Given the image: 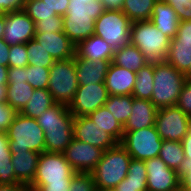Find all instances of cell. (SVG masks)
<instances>
[{
	"label": "cell",
	"mask_w": 191,
	"mask_h": 191,
	"mask_svg": "<svg viewBox=\"0 0 191 191\" xmlns=\"http://www.w3.org/2000/svg\"><path fill=\"white\" fill-rule=\"evenodd\" d=\"M36 120L44 131L45 151L63 153L74 139V116L68 109V105L55 103Z\"/></svg>",
	"instance_id": "6da1fadb"
},
{
	"label": "cell",
	"mask_w": 191,
	"mask_h": 191,
	"mask_svg": "<svg viewBox=\"0 0 191 191\" xmlns=\"http://www.w3.org/2000/svg\"><path fill=\"white\" fill-rule=\"evenodd\" d=\"M105 11L100 0L86 2H69L68 10L63 16V32L76 46L94 35L95 20Z\"/></svg>",
	"instance_id": "7a4b0ae2"
},
{
	"label": "cell",
	"mask_w": 191,
	"mask_h": 191,
	"mask_svg": "<svg viewBox=\"0 0 191 191\" xmlns=\"http://www.w3.org/2000/svg\"><path fill=\"white\" fill-rule=\"evenodd\" d=\"M131 159L120 143L103 151L101 159L91 172L95 188H115L126 178Z\"/></svg>",
	"instance_id": "3957f363"
},
{
	"label": "cell",
	"mask_w": 191,
	"mask_h": 191,
	"mask_svg": "<svg viewBox=\"0 0 191 191\" xmlns=\"http://www.w3.org/2000/svg\"><path fill=\"white\" fill-rule=\"evenodd\" d=\"M171 39L156 29L150 20L131 24L130 44L136 46L148 62L165 61Z\"/></svg>",
	"instance_id": "277c9868"
},
{
	"label": "cell",
	"mask_w": 191,
	"mask_h": 191,
	"mask_svg": "<svg viewBox=\"0 0 191 191\" xmlns=\"http://www.w3.org/2000/svg\"><path fill=\"white\" fill-rule=\"evenodd\" d=\"M185 81V75L166 61L154 62V86L150 101L158 109L176 105Z\"/></svg>",
	"instance_id": "5b68a950"
},
{
	"label": "cell",
	"mask_w": 191,
	"mask_h": 191,
	"mask_svg": "<svg viewBox=\"0 0 191 191\" xmlns=\"http://www.w3.org/2000/svg\"><path fill=\"white\" fill-rule=\"evenodd\" d=\"M11 154L25 151H45L44 131L34 118L17 113L6 131Z\"/></svg>",
	"instance_id": "8992f818"
},
{
	"label": "cell",
	"mask_w": 191,
	"mask_h": 191,
	"mask_svg": "<svg viewBox=\"0 0 191 191\" xmlns=\"http://www.w3.org/2000/svg\"><path fill=\"white\" fill-rule=\"evenodd\" d=\"M132 21L122 10H105L96 20L94 35L106 40L108 45L117 50L130 44Z\"/></svg>",
	"instance_id": "52a82bcc"
},
{
	"label": "cell",
	"mask_w": 191,
	"mask_h": 191,
	"mask_svg": "<svg viewBox=\"0 0 191 191\" xmlns=\"http://www.w3.org/2000/svg\"><path fill=\"white\" fill-rule=\"evenodd\" d=\"M48 91L56 103L69 105L78 89L75 58L55 61L50 68Z\"/></svg>",
	"instance_id": "ba28073f"
},
{
	"label": "cell",
	"mask_w": 191,
	"mask_h": 191,
	"mask_svg": "<svg viewBox=\"0 0 191 191\" xmlns=\"http://www.w3.org/2000/svg\"><path fill=\"white\" fill-rule=\"evenodd\" d=\"M77 172L67 162L63 153L42 152L36 168V175L29 186L46 184H71Z\"/></svg>",
	"instance_id": "9c48e42d"
},
{
	"label": "cell",
	"mask_w": 191,
	"mask_h": 191,
	"mask_svg": "<svg viewBox=\"0 0 191 191\" xmlns=\"http://www.w3.org/2000/svg\"><path fill=\"white\" fill-rule=\"evenodd\" d=\"M163 140L155 126L136 131H124L120 144L132 159L146 161L159 155Z\"/></svg>",
	"instance_id": "30bf717a"
},
{
	"label": "cell",
	"mask_w": 191,
	"mask_h": 191,
	"mask_svg": "<svg viewBox=\"0 0 191 191\" xmlns=\"http://www.w3.org/2000/svg\"><path fill=\"white\" fill-rule=\"evenodd\" d=\"M191 126V117L177 105L158 109L155 127L162 140L182 141Z\"/></svg>",
	"instance_id": "8fae6325"
},
{
	"label": "cell",
	"mask_w": 191,
	"mask_h": 191,
	"mask_svg": "<svg viewBox=\"0 0 191 191\" xmlns=\"http://www.w3.org/2000/svg\"><path fill=\"white\" fill-rule=\"evenodd\" d=\"M109 93L105 83L78 86L74 98L68 105L73 116H87L108 100Z\"/></svg>",
	"instance_id": "7c38bea8"
},
{
	"label": "cell",
	"mask_w": 191,
	"mask_h": 191,
	"mask_svg": "<svg viewBox=\"0 0 191 191\" xmlns=\"http://www.w3.org/2000/svg\"><path fill=\"white\" fill-rule=\"evenodd\" d=\"M165 61L184 75L188 72L191 67V20L178 24L177 34L170 41Z\"/></svg>",
	"instance_id": "4fadbf2b"
},
{
	"label": "cell",
	"mask_w": 191,
	"mask_h": 191,
	"mask_svg": "<svg viewBox=\"0 0 191 191\" xmlns=\"http://www.w3.org/2000/svg\"><path fill=\"white\" fill-rule=\"evenodd\" d=\"M63 154L76 172L91 173L101 159L103 150L89 143L73 139Z\"/></svg>",
	"instance_id": "5bb4252c"
},
{
	"label": "cell",
	"mask_w": 191,
	"mask_h": 191,
	"mask_svg": "<svg viewBox=\"0 0 191 191\" xmlns=\"http://www.w3.org/2000/svg\"><path fill=\"white\" fill-rule=\"evenodd\" d=\"M145 167L147 191L178 190L180 184L178 172L169 168L159 156L146 160Z\"/></svg>",
	"instance_id": "9a60e30c"
},
{
	"label": "cell",
	"mask_w": 191,
	"mask_h": 191,
	"mask_svg": "<svg viewBox=\"0 0 191 191\" xmlns=\"http://www.w3.org/2000/svg\"><path fill=\"white\" fill-rule=\"evenodd\" d=\"M35 22L23 11L5 13L2 39L9 45L23 44L34 39Z\"/></svg>",
	"instance_id": "2e32d148"
},
{
	"label": "cell",
	"mask_w": 191,
	"mask_h": 191,
	"mask_svg": "<svg viewBox=\"0 0 191 191\" xmlns=\"http://www.w3.org/2000/svg\"><path fill=\"white\" fill-rule=\"evenodd\" d=\"M74 139L96 146L103 151L116 146L119 142L99 127L88 116H74Z\"/></svg>",
	"instance_id": "e0dca14e"
},
{
	"label": "cell",
	"mask_w": 191,
	"mask_h": 191,
	"mask_svg": "<svg viewBox=\"0 0 191 191\" xmlns=\"http://www.w3.org/2000/svg\"><path fill=\"white\" fill-rule=\"evenodd\" d=\"M34 40L37 41L55 61L67 60L75 56L76 46L64 32L35 33Z\"/></svg>",
	"instance_id": "ac0fdd59"
},
{
	"label": "cell",
	"mask_w": 191,
	"mask_h": 191,
	"mask_svg": "<svg viewBox=\"0 0 191 191\" xmlns=\"http://www.w3.org/2000/svg\"><path fill=\"white\" fill-rule=\"evenodd\" d=\"M74 58L79 86L105 83V77L112 60L92 61L80 58L76 54Z\"/></svg>",
	"instance_id": "d6986e66"
},
{
	"label": "cell",
	"mask_w": 191,
	"mask_h": 191,
	"mask_svg": "<svg viewBox=\"0 0 191 191\" xmlns=\"http://www.w3.org/2000/svg\"><path fill=\"white\" fill-rule=\"evenodd\" d=\"M158 108L150 101L132 96V111L124 131H136L141 128L155 126Z\"/></svg>",
	"instance_id": "ffe728a7"
},
{
	"label": "cell",
	"mask_w": 191,
	"mask_h": 191,
	"mask_svg": "<svg viewBox=\"0 0 191 191\" xmlns=\"http://www.w3.org/2000/svg\"><path fill=\"white\" fill-rule=\"evenodd\" d=\"M136 75L137 72L129 71L111 62L105 77V85L109 95H132Z\"/></svg>",
	"instance_id": "44dd1931"
},
{
	"label": "cell",
	"mask_w": 191,
	"mask_h": 191,
	"mask_svg": "<svg viewBox=\"0 0 191 191\" xmlns=\"http://www.w3.org/2000/svg\"><path fill=\"white\" fill-rule=\"evenodd\" d=\"M150 21L156 29L170 39H173L177 34L178 24L180 23L176 12L164 0L155 2Z\"/></svg>",
	"instance_id": "7402d4cb"
},
{
	"label": "cell",
	"mask_w": 191,
	"mask_h": 191,
	"mask_svg": "<svg viewBox=\"0 0 191 191\" xmlns=\"http://www.w3.org/2000/svg\"><path fill=\"white\" fill-rule=\"evenodd\" d=\"M39 158L40 153L31 150L12 154V166L19 184L29 186L32 183L36 175Z\"/></svg>",
	"instance_id": "603a6c76"
},
{
	"label": "cell",
	"mask_w": 191,
	"mask_h": 191,
	"mask_svg": "<svg viewBox=\"0 0 191 191\" xmlns=\"http://www.w3.org/2000/svg\"><path fill=\"white\" fill-rule=\"evenodd\" d=\"M75 54L92 61L112 60L114 49L103 38L92 35L76 45Z\"/></svg>",
	"instance_id": "cb8c5ba5"
},
{
	"label": "cell",
	"mask_w": 191,
	"mask_h": 191,
	"mask_svg": "<svg viewBox=\"0 0 191 191\" xmlns=\"http://www.w3.org/2000/svg\"><path fill=\"white\" fill-rule=\"evenodd\" d=\"M116 191H147L145 161L131 159L126 178L115 187Z\"/></svg>",
	"instance_id": "d4e9b609"
},
{
	"label": "cell",
	"mask_w": 191,
	"mask_h": 191,
	"mask_svg": "<svg viewBox=\"0 0 191 191\" xmlns=\"http://www.w3.org/2000/svg\"><path fill=\"white\" fill-rule=\"evenodd\" d=\"M112 63L129 71L138 72L149 62L136 46L129 44L114 50Z\"/></svg>",
	"instance_id": "484cf974"
},
{
	"label": "cell",
	"mask_w": 191,
	"mask_h": 191,
	"mask_svg": "<svg viewBox=\"0 0 191 191\" xmlns=\"http://www.w3.org/2000/svg\"><path fill=\"white\" fill-rule=\"evenodd\" d=\"M99 129L105 130L112 135L119 143L124 135L123 126L116 120L112 113L105 107H100L87 115Z\"/></svg>",
	"instance_id": "4316f807"
},
{
	"label": "cell",
	"mask_w": 191,
	"mask_h": 191,
	"mask_svg": "<svg viewBox=\"0 0 191 191\" xmlns=\"http://www.w3.org/2000/svg\"><path fill=\"white\" fill-rule=\"evenodd\" d=\"M55 103L48 89H34L32 96L20 113L25 117L36 119Z\"/></svg>",
	"instance_id": "83f0119b"
},
{
	"label": "cell",
	"mask_w": 191,
	"mask_h": 191,
	"mask_svg": "<svg viewBox=\"0 0 191 191\" xmlns=\"http://www.w3.org/2000/svg\"><path fill=\"white\" fill-rule=\"evenodd\" d=\"M153 86L154 62H149L137 72L132 96L139 99L151 100Z\"/></svg>",
	"instance_id": "f1b7e54d"
},
{
	"label": "cell",
	"mask_w": 191,
	"mask_h": 191,
	"mask_svg": "<svg viewBox=\"0 0 191 191\" xmlns=\"http://www.w3.org/2000/svg\"><path fill=\"white\" fill-rule=\"evenodd\" d=\"M11 157L7 134H0V184H19L15 177Z\"/></svg>",
	"instance_id": "f546056e"
},
{
	"label": "cell",
	"mask_w": 191,
	"mask_h": 191,
	"mask_svg": "<svg viewBox=\"0 0 191 191\" xmlns=\"http://www.w3.org/2000/svg\"><path fill=\"white\" fill-rule=\"evenodd\" d=\"M157 0H124L122 12L132 21L150 20Z\"/></svg>",
	"instance_id": "4dcf8cb0"
},
{
	"label": "cell",
	"mask_w": 191,
	"mask_h": 191,
	"mask_svg": "<svg viewBox=\"0 0 191 191\" xmlns=\"http://www.w3.org/2000/svg\"><path fill=\"white\" fill-rule=\"evenodd\" d=\"M33 91V87L27 82L7 84L6 102L20 113L32 96Z\"/></svg>",
	"instance_id": "1f68e13d"
},
{
	"label": "cell",
	"mask_w": 191,
	"mask_h": 191,
	"mask_svg": "<svg viewBox=\"0 0 191 191\" xmlns=\"http://www.w3.org/2000/svg\"><path fill=\"white\" fill-rule=\"evenodd\" d=\"M104 106L112 113L116 120L124 127L132 111V95H109Z\"/></svg>",
	"instance_id": "d6a6232c"
},
{
	"label": "cell",
	"mask_w": 191,
	"mask_h": 191,
	"mask_svg": "<svg viewBox=\"0 0 191 191\" xmlns=\"http://www.w3.org/2000/svg\"><path fill=\"white\" fill-rule=\"evenodd\" d=\"M158 156L169 168L178 171L185 159L182 142L163 140Z\"/></svg>",
	"instance_id": "836d02e7"
},
{
	"label": "cell",
	"mask_w": 191,
	"mask_h": 191,
	"mask_svg": "<svg viewBox=\"0 0 191 191\" xmlns=\"http://www.w3.org/2000/svg\"><path fill=\"white\" fill-rule=\"evenodd\" d=\"M29 65L51 68L55 60L34 39L26 43Z\"/></svg>",
	"instance_id": "e575fe53"
},
{
	"label": "cell",
	"mask_w": 191,
	"mask_h": 191,
	"mask_svg": "<svg viewBox=\"0 0 191 191\" xmlns=\"http://www.w3.org/2000/svg\"><path fill=\"white\" fill-rule=\"evenodd\" d=\"M23 11L34 21L52 19L58 15L42 0H26Z\"/></svg>",
	"instance_id": "d590c367"
},
{
	"label": "cell",
	"mask_w": 191,
	"mask_h": 191,
	"mask_svg": "<svg viewBox=\"0 0 191 191\" xmlns=\"http://www.w3.org/2000/svg\"><path fill=\"white\" fill-rule=\"evenodd\" d=\"M50 68L27 65L26 66V82L33 89H47L49 84Z\"/></svg>",
	"instance_id": "8d00e7d4"
},
{
	"label": "cell",
	"mask_w": 191,
	"mask_h": 191,
	"mask_svg": "<svg viewBox=\"0 0 191 191\" xmlns=\"http://www.w3.org/2000/svg\"><path fill=\"white\" fill-rule=\"evenodd\" d=\"M28 64L26 43L11 45L9 49V68L26 67Z\"/></svg>",
	"instance_id": "74e56055"
},
{
	"label": "cell",
	"mask_w": 191,
	"mask_h": 191,
	"mask_svg": "<svg viewBox=\"0 0 191 191\" xmlns=\"http://www.w3.org/2000/svg\"><path fill=\"white\" fill-rule=\"evenodd\" d=\"M70 191H95L92 174L77 172L72 177Z\"/></svg>",
	"instance_id": "f35d334b"
},
{
	"label": "cell",
	"mask_w": 191,
	"mask_h": 191,
	"mask_svg": "<svg viewBox=\"0 0 191 191\" xmlns=\"http://www.w3.org/2000/svg\"><path fill=\"white\" fill-rule=\"evenodd\" d=\"M35 31L36 33L63 32V16L56 15L52 19L35 22Z\"/></svg>",
	"instance_id": "ab89813d"
},
{
	"label": "cell",
	"mask_w": 191,
	"mask_h": 191,
	"mask_svg": "<svg viewBox=\"0 0 191 191\" xmlns=\"http://www.w3.org/2000/svg\"><path fill=\"white\" fill-rule=\"evenodd\" d=\"M18 112L7 102L0 103V134H5Z\"/></svg>",
	"instance_id": "60d3db41"
},
{
	"label": "cell",
	"mask_w": 191,
	"mask_h": 191,
	"mask_svg": "<svg viewBox=\"0 0 191 191\" xmlns=\"http://www.w3.org/2000/svg\"><path fill=\"white\" fill-rule=\"evenodd\" d=\"M170 5L181 21L191 20V0H164Z\"/></svg>",
	"instance_id": "b9f144b4"
},
{
	"label": "cell",
	"mask_w": 191,
	"mask_h": 191,
	"mask_svg": "<svg viewBox=\"0 0 191 191\" xmlns=\"http://www.w3.org/2000/svg\"><path fill=\"white\" fill-rule=\"evenodd\" d=\"M176 105L191 117V80L186 79Z\"/></svg>",
	"instance_id": "7bdbcfd3"
},
{
	"label": "cell",
	"mask_w": 191,
	"mask_h": 191,
	"mask_svg": "<svg viewBox=\"0 0 191 191\" xmlns=\"http://www.w3.org/2000/svg\"><path fill=\"white\" fill-rule=\"evenodd\" d=\"M177 172L180 177V184L191 188V161L188 158L182 161L180 169Z\"/></svg>",
	"instance_id": "ee69618b"
},
{
	"label": "cell",
	"mask_w": 191,
	"mask_h": 191,
	"mask_svg": "<svg viewBox=\"0 0 191 191\" xmlns=\"http://www.w3.org/2000/svg\"><path fill=\"white\" fill-rule=\"evenodd\" d=\"M26 0H0V11L9 13L23 10Z\"/></svg>",
	"instance_id": "f6af8a7d"
},
{
	"label": "cell",
	"mask_w": 191,
	"mask_h": 191,
	"mask_svg": "<svg viewBox=\"0 0 191 191\" xmlns=\"http://www.w3.org/2000/svg\"><path fill=\"white\" fill-rule=\"evenodd\" d=\"M26 82V67L8 68V84Z\"/></svg>",
	"instance_id": "bcb514c9"
},
{
	"label": "cell",
	"mask_w": 191,
	"mask_h": 191,
	"mask_svg": "<svg viewBox=\"0 0 191 191\" xmlns=\"http://www.w3.org/2000/svg\"><path fill=\"white\" fill-rule=\"evenodd\" d=\"M52 11L64 16L68 10L70 0H42Z\"/></svg>",
	"instance_id": "7dc6e473"
},
{
	"label": "cell",
	"mask_w": 191,
	"mask_h": 191,
	"mask_svg": "<svg viewBox=\"0 0 191 191\" xmlns=\"http://www.w3.org/2000/svg\"><path fill=\"white\" fill-rule=\"evenodd\" d=\"M71 184H46L44 186H28L31 191H70Z\"/></svg>",
	"instance_id": "c3c4849f"
},
{
	"label": "cell",
	"mask_w": 191,
	"mask_h": 191,
	"mask_svg": "<svg viewBox=\"0 0 191 191\" xmlns=\"http://www.w3.org/2000/svg\"><path fill=\"white\" fill-rule=\"evenodd\" d=\"M9 49L10 46L1 38L0 39V65L9 68Z\"/></svg>",
	"instance_id": "681fc988"
},
{
	"label": "cell",
	"mask_w": 191,
	"mask_h": 191,
	"mask_svg": "<svg viewBox=\"0 0 191 191\" xmlns=\"http://www.w3.org/2000/svg\"><path fill=\"white\" fill-rule=\"evenodd\" d=\"M181 142L183 145L185 158H188L191 161V126Z\"/></svg>",
	"instance_id": "f907efd6"
},
{
	"label": "cell",
	"mask_w": 191,
	"mask_h": 191,
	"mask_svg": "<svg viewBox=\"0 0 191 191\" xmlns=\"http://www.w3.org/2000/svg\"><path fill=\"white\" fill-rule=\"evenodd\" d=\"M105 10H122L124 0H100Z\"/></svg>",
	"instance_id": "816d5d0a"
},
{
	"label": "cell",
	"mask_w": 191,
	"mask_h": 191,
	"mask_svg": "<svg viewBox=\"0 0 191 191\" xmlns=\"http://www.w3.org/2000/svg\"><path fill=\"white\" fill-rule=\"evenodd\" d=\"M0 191H31L28 186L23 184H0Z\"/></svg>",
	"instance_id": "f5cc1de1"
},
{
	"label": "cell",
	"mask_w": 191,
	"mask_h": 191,
	"mask_svg": "<svg viewBox=\"0 0 191 191\" xmlns=\"http://www.w3.org/2000/svg\"><path fill=\"white\" fill-rule=\"evenodd\" d=\"M8 84V67L0 65V85Z\"/></svg>",
	"instance_id": "db71d44e"
},
{
	"label": "cell",
	"mask_w": 191,
	"mask_h": 191,
	"mask_svg": "<svg viewBox=\"0 0 191 191\" xmlns=\"http://www.w3.org/2000/svg\"><path fill=\"white\" fill-rule=\"evenodd\" d=\"M7 99V85H0V103L6 102Z\"/></svg>",
	"instance_id": "11a10c76"
},
{
	"label": "cell",
	"mask_w": 191,
	"mask_h": 191,
	"mask_svg": "<svg viewBox=\"0 0 191 191\" xmlns=\"http://www.w3.org/2000/svg\"><path fill=\"white\" fill-rule=\"evenodd\" d=\"M5 30V13H0V39L3 37Z\"/></svg>",
	"instance_id": "9f6ffc18"
},
{
	"label": "cell",
	"mask_w": 191,
	"mask_h": 191,
	"mask_svg": "<svg viewBox=\"0 0 191 191\" xmlns=\"http://www.w3.org/2000/svg\"><path fill=\"white\" fill-rule=\"evenodd\" d=\"M178 191H191L190 187H186L182 184H179Z\"/></svg>",
	"instance_id": "6f0895ef"
},
{
	"label": "cell",
	"mask_w": 191,
	"mask_h": 191,
	"mask_svg": "<svg viewBox=\"0 0 191 191\" xmlns=\"http://www.w3.org/2000/svg\"><path fill=\"white\" fill-rule=\"evenodd\" d=\"M95 191H116L115 188H95Z\"/></svg>",
	"instance_id": "680465c9"
},
{
	"label": "cell",
	"mask_w": 191,
	"mask_h": 191,
	"mask_svg": "<svg viewBox=\"0 0 191 191\" xmlns=\"http://www.w3.org/2000/svg\"><path fill=\"white\" fill-rule=\"evenodd\" d=\"M186 79L191 80V67L189 68L188 72L185 74Z\"/></svg>",
	"instance_id": "91938a15"
},
{
	"label": "cell",
	"mask_w": 191,
	"mask_h": 191,
	"mask_svg": "<svg viewBox=\"0 0 191 191\" xmlns=\"http://www.w3.org/2000/svg\"><path fill=\"white\" fill-rule=\"evenodd\" d=\"M92 0H70V2H86L88 4Z\"/></svg>",
	"instance_id": "94428289"
}]
</instances>
